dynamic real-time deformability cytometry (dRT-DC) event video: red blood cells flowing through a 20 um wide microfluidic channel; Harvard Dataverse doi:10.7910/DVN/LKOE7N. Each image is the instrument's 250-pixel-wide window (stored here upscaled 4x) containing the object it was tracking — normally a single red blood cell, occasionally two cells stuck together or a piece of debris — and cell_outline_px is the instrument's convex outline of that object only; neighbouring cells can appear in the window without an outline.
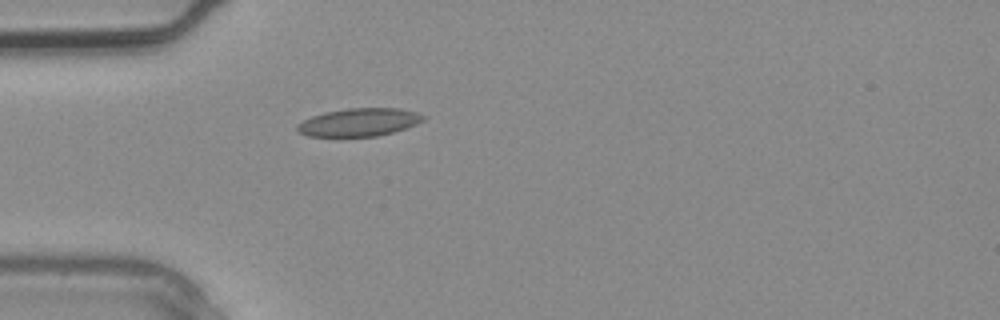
{"species": "common noctule bat (a hibernating species)", "species_latin": "Nyctalus noctula", "temperature_condition": "warm", "stored_images_in_passage": 1, "camera_frame_rate_fps": 3000, "um_per_image_px": 0.085, "animal": {"sex": "male", "body_mass_g": 20.4}, "frame": {"image": 1, "passage_image": 1, "time_ms": 0.0, "image_size_px": [1000, 320], "cell_outline_px": [[428, 116], [424, 120], [416, 124], [392, 132], [376, 136], [308, 136], [300, 132], [296, 128], [296, 124], [312, 116], [324, 112], [348, 108], [400, 108], [416, 112]], "centroid_in_image_um": [30.53, 10.38], "position_along_channel_um": 54.5, "area_um2": 20.46}}